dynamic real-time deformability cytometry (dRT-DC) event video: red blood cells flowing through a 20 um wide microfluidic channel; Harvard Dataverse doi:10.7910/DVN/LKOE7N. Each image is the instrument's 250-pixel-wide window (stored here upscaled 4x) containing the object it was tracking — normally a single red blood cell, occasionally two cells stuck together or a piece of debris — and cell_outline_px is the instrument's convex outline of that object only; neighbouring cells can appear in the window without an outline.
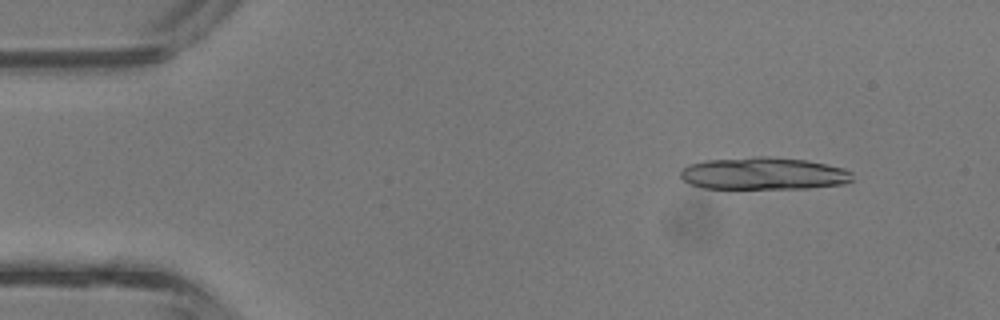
{"species": "common noctule bat (a hibernating species)", "species_latin": "Nyctalus noctula", "temperature_condition": "room temperature", "stored_images_in_passage": 13, "camera_frame_rate_fps": 3000, "um_per_image_px": 0.085, "animal": {"sex": "male", "body_mass_g": 13.3}, "frame": {"image": 1, "passage_image": 4, "time_ms": 1.0, "image_size_px": [1000, 320], "cell_outline_px": [[852, 180], [844, 184], [808, 188], [704, 188], [688, 184], [680, 176], [680, 172], [688, 164], [704, 160], [756, 156], [764, 156], [808, 160], [844, 168], [852, 172]], "centroid_in_image_um": [64.89, 14.74], "position_along_channel_um": 20.1, "area_um2": 32.54}}